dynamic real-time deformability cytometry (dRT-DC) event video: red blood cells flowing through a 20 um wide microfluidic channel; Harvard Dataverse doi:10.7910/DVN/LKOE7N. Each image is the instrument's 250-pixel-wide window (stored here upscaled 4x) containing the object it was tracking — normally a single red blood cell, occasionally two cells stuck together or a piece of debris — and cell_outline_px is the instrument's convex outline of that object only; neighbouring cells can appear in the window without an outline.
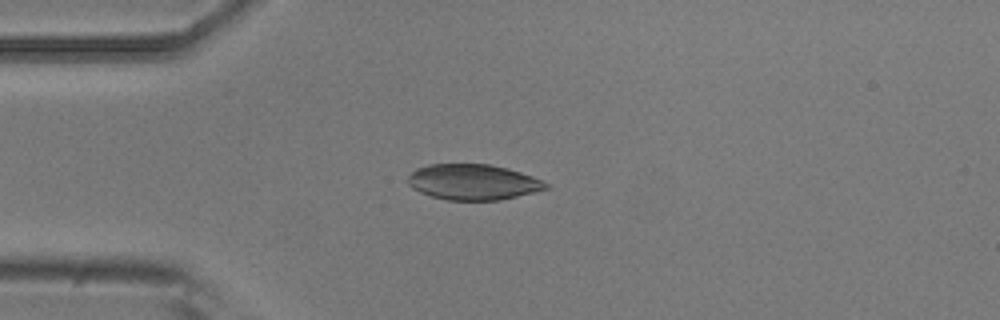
{"species": "common noctule bat (a hibernating species)", "species_latin": "Nyctalus noctula", "temperature_condition": "room temperature", "stored_images_in_passage": 6, "camera_frame_rate_fps": 3000, "um_per_image_px": 0.085, "animal": {"sex": "male", "body_mass_g": 20.5, "forearm_length_mm": 52.5}, "frame": {"image": 1, "passage_image": 3, "time_ms": 0.667, "image_size_px": [1000, 320], "cell_outline_px": [[552, 184], [548, 188], [536, 192], [500, 200], [448, 200], [432, 196], [420, 192], [412, 188], [408, 184], [408, 176], [416, 168], [428, 164], [488, 164], [508, 168], [532, 176]], "centroid_in_image_um": [40.23, 15.47], "position_along_channel_um": 44.8, "area_um2": 28.78}}
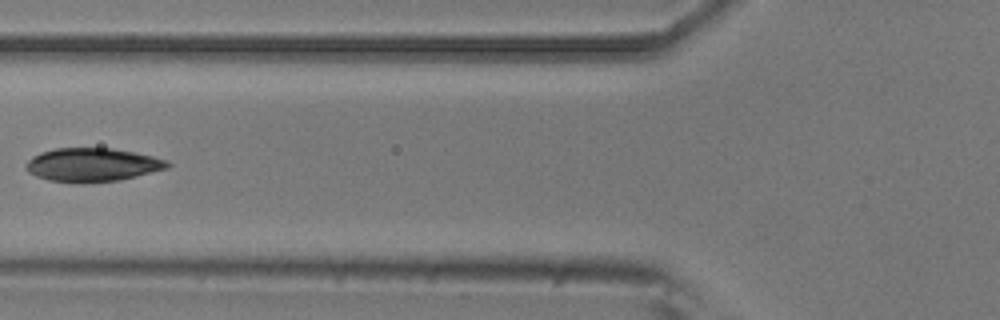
{"frame": {"image": 2, "passage_image": 5, "time_ms": 1.333, "image_size_px": [1000, 320], "cell_outline_px": [[172, 164], [168, 168], [120, 180], [84, 184], [48, 180], [36, 176], [28, 172], [24, 168], [24, 164], [32, 156], [40, 152], [56, 148], [112, 148], [152, 156], [168, 160]], "centroid_in_image_um": [7.82, 14.02], "position_along_channel_um": 118.0, "area_um2": 27.98}}
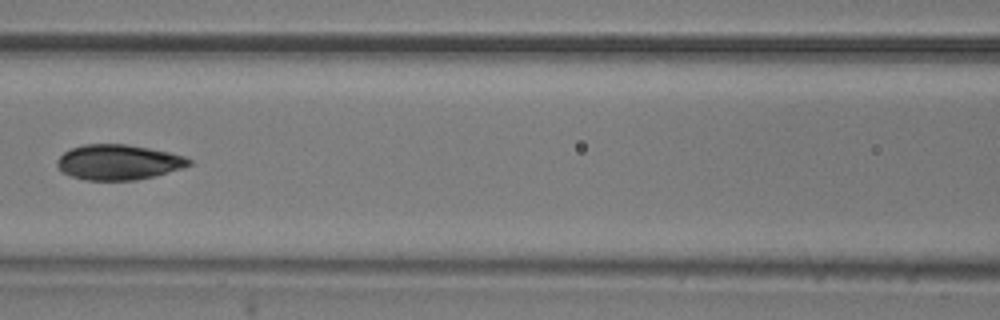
{"frame": {"image": 3, "passage_image": 6, "time_ms": 1.667, "image_size_px": [1000, 320], "cell_outline_px": [[192, 164], [184, 168], [136, 180], [84, 180], [72, 176], [64, 172], [56, 164], [56, 160], [64, 152], [72, 148], [84, 144], [128, 144], [168, 152], [184, 156], [192, 160]], "centroid_in_image_um": [10.08, 13.78], "position_along_channel_um": 156.5, "area_um2": 26.93}}